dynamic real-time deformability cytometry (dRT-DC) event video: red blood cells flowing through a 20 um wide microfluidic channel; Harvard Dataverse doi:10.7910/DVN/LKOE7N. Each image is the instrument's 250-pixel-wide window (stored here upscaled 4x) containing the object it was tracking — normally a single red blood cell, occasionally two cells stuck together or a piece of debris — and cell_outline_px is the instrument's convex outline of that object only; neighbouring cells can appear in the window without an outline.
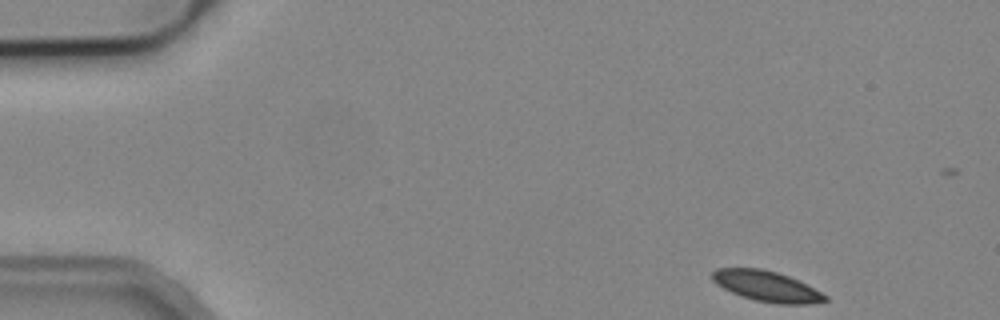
{"species": "common noctule bat (a hibernating species)", "species_latin": "Nyctalus noctula", "temperature_condition": "cold", "stored_images_in_passage": 7, "camera_frame_rate_fps": 3000, "um_per_image_px": 0.085, "animal": {"sex": "male", "body_mass_g": 19.2, "forearm_length_mm": 51.8}, "frame": {"image": 1, "passage_image": 1, "time_ms": 0.0, "image_size_px": [1000, 320], "cell_outline_px": [[828, 300], [808, 304], [776, 304], [756, 300], [740, 296], [716, 284], [712, 280], [712, 272], [716, 268], [764, 268], [788, 276], [828, 296]], "centroid_in_image_um": [65.13, 24.33], "position_along_channel_um": 19.9, "area_um2": 19.88}}
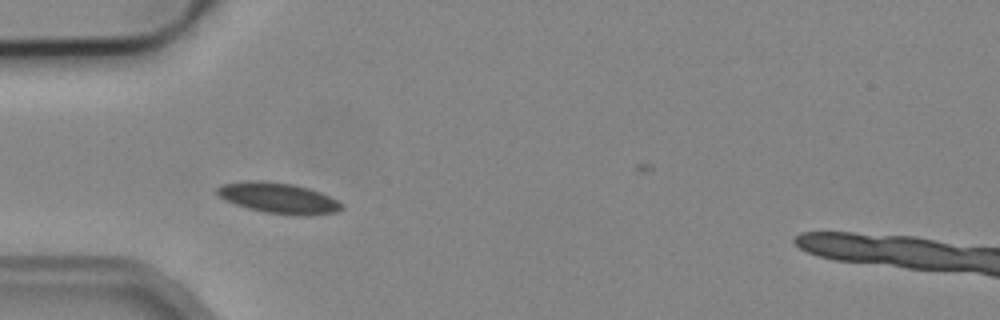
{"frame": {"image": 2, "passage_image": 4, "time_ms": 3.667, "image_size_px": [1000, 320], "cell_outline_px": [[344, 208], [336, 212], [308, 216], [300, 216], [264, 212], [248, 208], [224, 200], [216, 192], [216, 188], [220, 184], [248, 180], [292, 184], [308, 188], [320, 192], [344, 204]], "centroid_in_image_um": [23.67, 16.85], "position_along_channel_um": 61.3, "area_um2": 22.2}}